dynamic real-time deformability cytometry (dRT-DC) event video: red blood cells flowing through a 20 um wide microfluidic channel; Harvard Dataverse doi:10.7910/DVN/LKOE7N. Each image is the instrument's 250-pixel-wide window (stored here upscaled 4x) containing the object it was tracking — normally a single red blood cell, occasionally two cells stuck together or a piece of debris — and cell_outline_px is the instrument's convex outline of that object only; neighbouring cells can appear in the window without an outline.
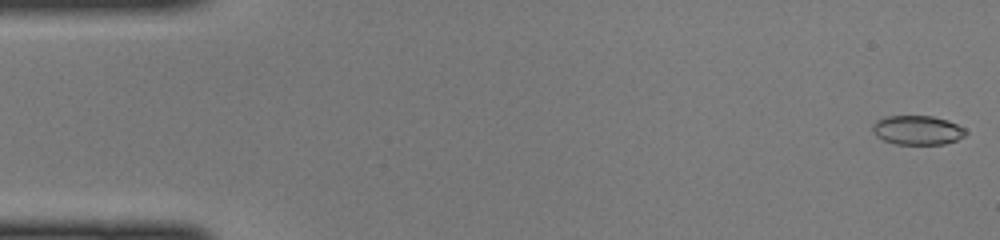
{"species": "common noctule bat (a hibernating species)", "species_latin": "Nyctalus noctula", "temperature_condition": "cold", "stored_images_in_passage": 47, "camera_frame_rate_fps": 3000, "um_per_image_px": 0.085, "animal": {"sex": "female", "body_mass_g": 22.0, "forearm_length_mm": 56.7}, "frame": {"image": 1, "passage_image": 1, "time_ms": 0.0, "image_size_px": [1000, 240], "cell_outline_px": [[968, 132], [964, 136], [956, 140], [944, 144], [896, 144], [884, 140], [876, 136], [872, 128], [872, 124], [876, 120], [888, 116], [932, 116], [948, 120], [964, 128]], "centroid_in_image_um": [77.98, 11.06], "position_along_channel_um": 7.0, "area_um2": 15.84}}
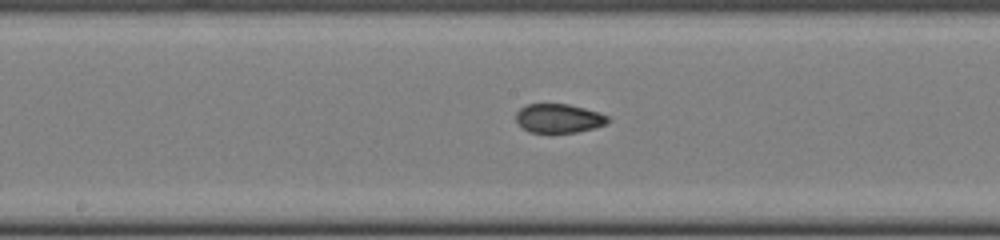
{"frame": {"image": 2, "passage_image": 24, "time_ms": 7.667, "image_size_px": [1000, 240], "cell_outline_px": [[612, 120], [604, 124], [592, 128], [576, 132], [528, 132], [516, 120], [516, 112], [520, 108], [528, 104], [568, 104], [584, 108], [608, 116]], "centroid_in_image_um": [47.48, 10.05], "position_along_channel_um": 200.7, "area_um2": 15.26}}
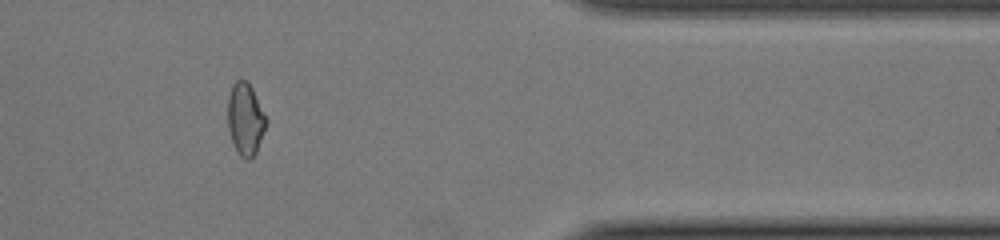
{"frame": {"image": 3, "passage_image": 39, "time_ms": 12.667, "image_size_px": [1000, 240], "cell_outline_px": [[268, 120], [256, 152], [248, 160], [244, 160], [236, 152], [228, 128], [228, 96], [232, 84], [236, 80], [244, 80], [252, 88]], "centroid_in_image_um": [20.85, 10.14], "position_along_channel_um": 390.6, "area_um2": 16.07}}